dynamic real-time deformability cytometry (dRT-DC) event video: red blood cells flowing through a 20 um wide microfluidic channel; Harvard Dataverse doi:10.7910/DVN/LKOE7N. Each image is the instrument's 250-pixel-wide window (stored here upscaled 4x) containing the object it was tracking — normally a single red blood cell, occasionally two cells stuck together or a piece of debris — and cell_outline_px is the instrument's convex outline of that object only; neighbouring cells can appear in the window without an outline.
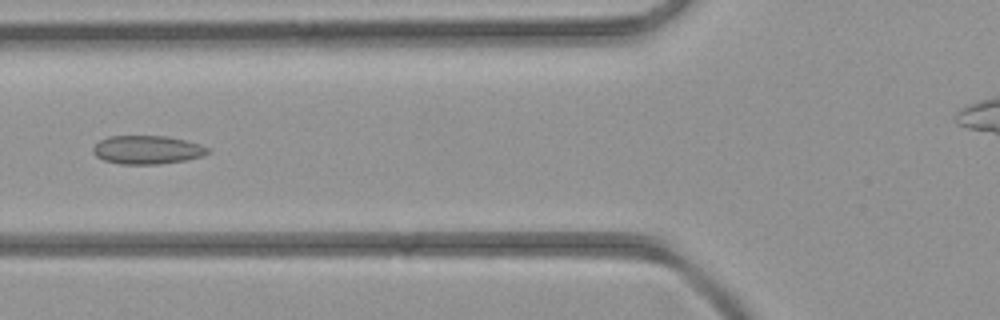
{"species": "common noctule bat (a hibernating species)", "species_latin": "Nyctalus noctula", "temperature_condition": "room temperature", "stored_images_in_passage": 4, "camera_frame_rate_fps": 3000, "um_per_image_px": 0.085, "animal": {"sex": "female", "body_mass_g": 21.9}, "frame": {"image": 1, "passage_image": 4, "time_ms": 4.333, "image_size_px": [1000, 320], "cell_outline_px": [[212, 152], [200, 156], [184, 160], [160, 164], [120, 164], [104, 160], [96, 156], [92, 152], [92, 148], [100, 140], [108, 136], [168, 136], [200, 144], [208, 148]], "centroid_in_image_um": [12.49, 12.73], "position_along_channel_um": 113.3, "area_um2": 19.02}}